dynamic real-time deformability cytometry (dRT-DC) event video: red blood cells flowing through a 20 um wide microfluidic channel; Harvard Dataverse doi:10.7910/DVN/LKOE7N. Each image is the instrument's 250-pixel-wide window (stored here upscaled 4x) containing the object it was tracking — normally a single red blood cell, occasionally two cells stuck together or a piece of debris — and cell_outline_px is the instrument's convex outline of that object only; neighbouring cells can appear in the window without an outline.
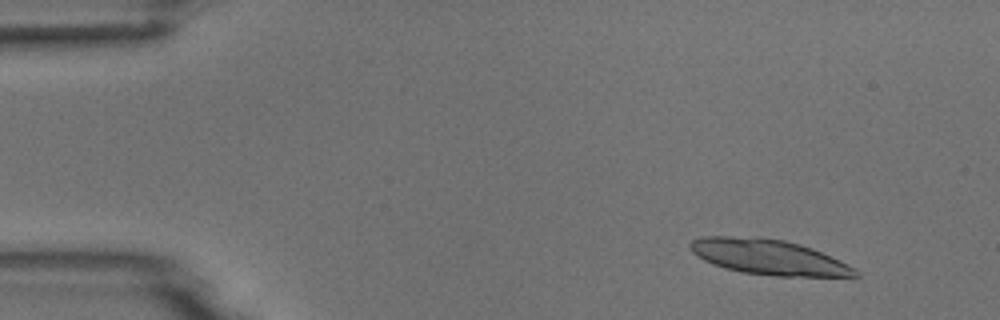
{"species": "common noctule bat (a hibernating species)", "species_latin": "Nyctalus noctula", "temperature_condition": "room temperature", "stored_images_in_passage": 4, "camera_frame_rate_fps": 3000, "um_per_image_px": 0.085, "animal": {"sex": "male", "body_mass_g": 18.8}, "frame": {"image": 1, "passage_image": 2, "time_ms": 1.0, "image_size_px": [1000, 320], "cell_outline_px": [[860, 276], [776, 276], [740, 272], [724, 268], [712, 264], [704, 260], [692, 252], [688, 248], [688, 244], [692, 240], [700, 236], [728, 236], [784, 240], [800, 244], [812, 248], [840, 260], [848, 264], [860, 272]], "centroid_in_image_um": [65.3, 21.86], "position_along_channel_um": 19.7, "area_um2": 33.76}}